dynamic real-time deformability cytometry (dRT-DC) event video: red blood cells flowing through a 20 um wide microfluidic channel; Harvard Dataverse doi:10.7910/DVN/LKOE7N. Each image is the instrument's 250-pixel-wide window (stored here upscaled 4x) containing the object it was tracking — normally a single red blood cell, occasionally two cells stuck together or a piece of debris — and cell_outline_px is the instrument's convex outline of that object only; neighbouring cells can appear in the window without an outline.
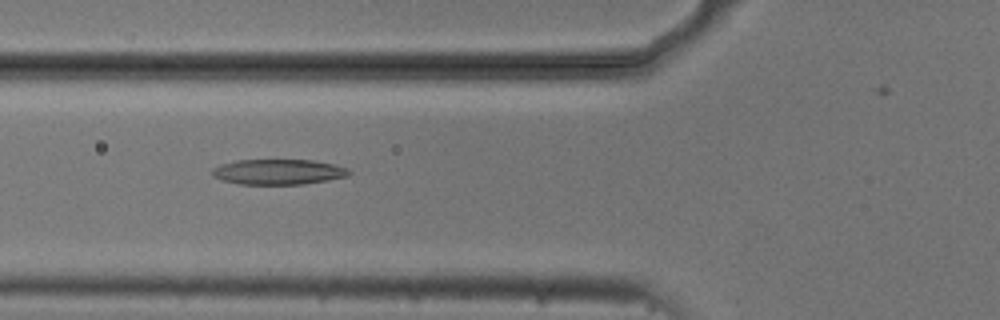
{"species": "common noctule bat (a hibernating species)", "species_latin": "Nyctalus noctula", "temperature_condition": "cold", "stored_images_in_passage": 34, "camera_frame_rate_fps": 3000, "um_per_image_px": 0.085, "animal": {"sex": "male", "body_mass_g": 20.5, "forearm_length_mm": 52.5}, "frame": {"image": 1, "passage_image": 7, "time_ms": 2.0, "image_size_px": [1000, 320], "cell_outline_px": [[352, 172], [348, 176], [328, 180], [304, 184], [236, 184], [212, 176], [212, 168], [220, 164], [236, 160], [312, 160], [332, 164], [348, 168]], "centroid_in_image_um": [23.65, 14.61], "position_along_channel_um": 102.2, "area_um2": 20.23}}
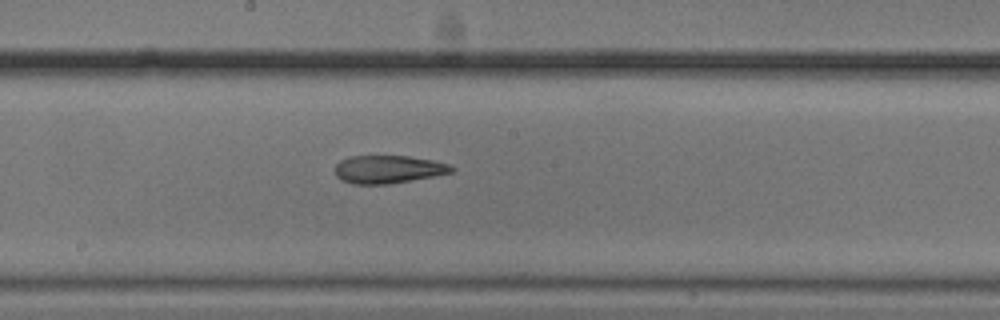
{"frame": {"image": 2, "passage_image": 16, "time_ms": 5.0, "image_size_px": [1000, 320], "cell_outline_px": [[456, 168], [452, 172], [432, 176], [388, 184], [352, 184], [340, 180], [336, 176], [336, 164], [340, 160], [348, 156], [408, 156], [432, 160], [448, 164]], "centroid_in_image_um": [32.96, 14.39], "position_along_channel_um": 215.2, "area_um2": 18.9}}
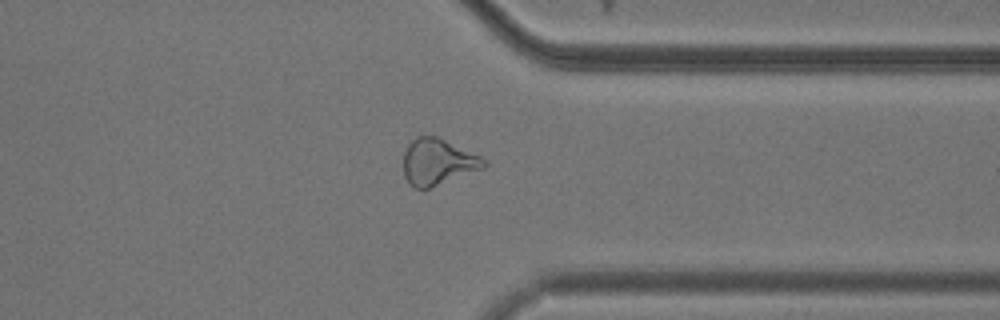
{"frame": {"image": 3, "passage_image": 29, "time_ms": 9.333, "image_size_px": [1000, 320], "cell_outline_px": [[488, 164], [484, 168], [428, 188], [416, 188], [408, 184], [404, 176], [404, 152], [408, 144], [416, 136], [436, 136], [480, 156], [488, 160]], "centroid_in_image_um": [37.21, 13.76], "position_along_channel_um": 374.2, "area_um2": 21.5}}